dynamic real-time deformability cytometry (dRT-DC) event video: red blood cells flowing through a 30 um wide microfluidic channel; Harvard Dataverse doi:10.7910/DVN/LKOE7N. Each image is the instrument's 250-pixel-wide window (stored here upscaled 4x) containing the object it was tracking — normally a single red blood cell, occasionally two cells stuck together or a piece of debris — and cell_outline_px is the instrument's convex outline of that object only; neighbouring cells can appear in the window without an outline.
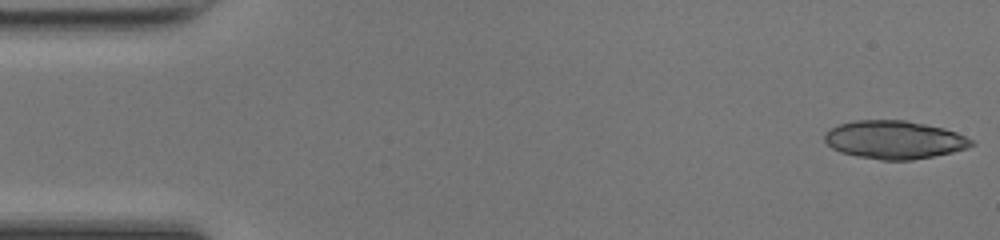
{"species": "common noctule bat (a hibernating species)", "species_latin": "Nyctalus noctula", "temperature_condition": "room temperature", "stored_images_in_passage": 47, "camera_frame_rate_fps": 3000, "um_per_image_px": 0.085, "animal": {"sex": "female", "body_mass_g": 17.0, "forearm_length_mm": 48.0}, "frame": {"image": 1, "passage_image": 1, "time_ms": 0.0, "image_size_px": [1000, 240], "cell_outline_px": [[976, 144], [968, 148], [952, 152], [912, 160], [880, 160], [856, 156], [840, 152], [832, 148], [824, 140], [824, 132], [840, 124], [856, 120], [904, 120], [944, 128], [956, 132], [972, 140]], "centroid_in_image_um": [76.01, 11.88], "position_along_channel_um": 9.0, "area_um2": 32.6}}
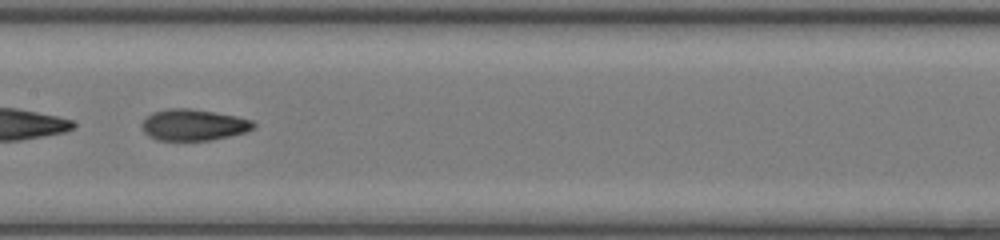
{"frame": {"image": 2, "passage_image": 24, "time_ms": 7.667, "image_size_px": [1000, 240], "cell_outline_px": [[256, 124], [252, 128], [244, 132], [228, 136], [208, 140], [156, 140], [148, 136], [144, 132], [140, 124], [144, 116], [152, 112], [168, 108], [192, 108], [236, 116], [252, 120]], "centroid_in_image_um": [16.37, 10.6], "position_along_channel_um": 191.0, "area_um2": 20.46}}
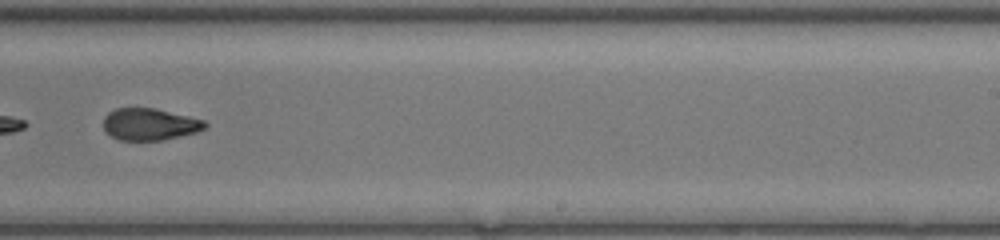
{"frame": {"image": 3, "passage_image": 30, "time_ms": 9.667, "image_size_px": [1000, 240], "cell_outline_px": [[208, 124], [204, 128], [196, 132], [164, 140], [120, 140], [104, 132], [104, 116], [108, 112], [116, 108], [152, 108], [188, 116], [204, 120]], "centroid_in_image_um": [12.69, 10.57], "position_along_channel_um": 276.3, "area_um2": 18.79}, "authors_computed_cell_mechanics": {"area_um2": 20.9814, "velocity_mm_per_s": 4.2904, "shape_relaxation_time_tau1_ms": null, "shape_relaxation_time_tau2_ms": 2.7314, "deformation_change_tau1": null, "deformation_change_tau2": 0.0807}}